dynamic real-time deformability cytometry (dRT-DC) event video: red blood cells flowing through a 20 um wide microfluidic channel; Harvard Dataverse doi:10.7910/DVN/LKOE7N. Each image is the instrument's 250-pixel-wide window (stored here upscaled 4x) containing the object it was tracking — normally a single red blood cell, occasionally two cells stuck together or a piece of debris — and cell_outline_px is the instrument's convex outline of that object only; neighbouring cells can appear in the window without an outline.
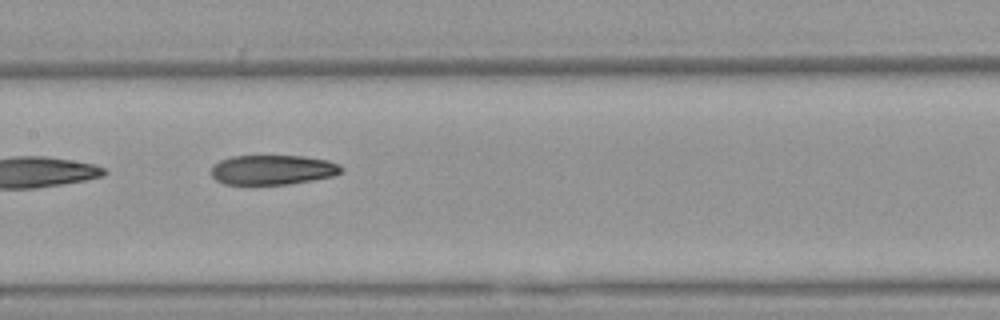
{"species": "Egyptian fruit bat (a non-hibernating species)", "species_latin": "Rousettus aegyptiacus", "temperature_condition": "warm", "stored_images_in_passage": 6, "camera_frame_rate_fps": 3000, "um_per_image_px": 0.085, "animal": {"sex": "female"}, "frame": {"image": 1, "passage_image": 5, "time_ms": 1.333, "image_size_px": [1000, 320], "cell_outline_px": [[344, 168], [340, 172], [332, 176], [312, 180], [288, 184], [224, 184], [216, 180], [212, 176], [212, 164], [220, 160], [232, 156], [304, 156], [328, 160], [340, 164]], "centroid_in_image_um": [23.17, 14.43], "position_along_channel_um": 184.2, "area_um2": 22.54}}